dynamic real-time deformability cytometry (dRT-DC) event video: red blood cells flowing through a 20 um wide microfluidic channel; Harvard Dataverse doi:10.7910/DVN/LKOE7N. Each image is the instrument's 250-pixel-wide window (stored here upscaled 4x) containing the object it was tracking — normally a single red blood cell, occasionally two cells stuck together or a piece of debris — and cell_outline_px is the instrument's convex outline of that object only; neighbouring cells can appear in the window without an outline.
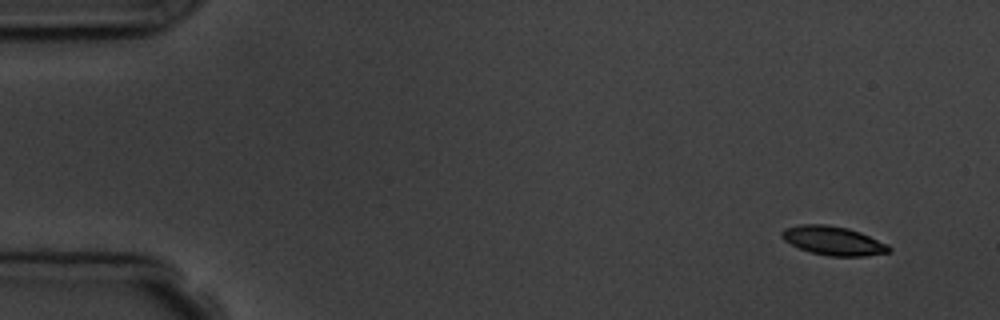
{"species": "common noctule bat (a hibernating species)", "species_latin": "Nyctalus noctula", "temperature_condition": "room temperature", "stored_images_in_passage": 7, "camera_frame_rate_fps": 3000, "um_per_image_px": 0.085, "animal": {"sex": "male", "body_mass_g": 19.5, "forearm_length_mm": 54.6}, "frame": {"image": 1, "passage_image": 1, "time_ms": 0.0, "image_size_px": [1000, 320], "cell_outline_px": [[892, 252], [864, 256], [828, 256], [812, 252], [800, 248], [784, 240], [780, 236], [780, 232], [784, 228], [800, 224], [824, 224], [848, 228], [860, 232], [888, 244], [892, 248]], "centroid_in_image_um": [70.84, 20.45], "position_along_channel_um": 14.2, "area_um2": 18.09}}
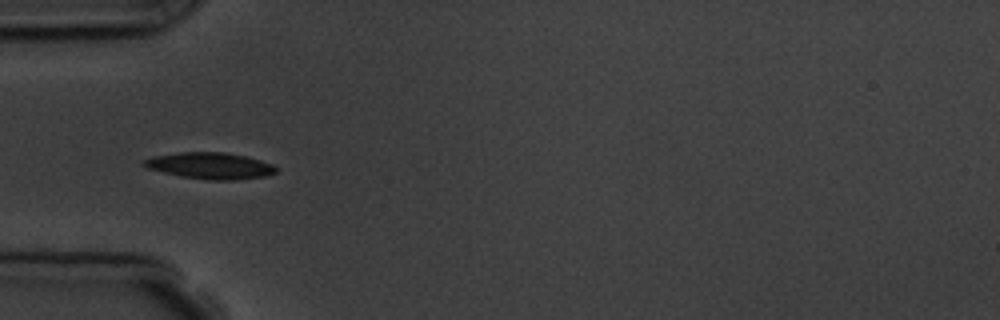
{"frame": {"image": 2, "passage_image": 5, "time_ms": 4.667, "image_size_px": [1000, 320], "cell_outline_px": [[276, 172], [264, 176], [232, 180], [208, 180], [180, 176], [148, 168], [140, 164], [144, 160], [152, 156], [180, 152], [224, 152], [244, 156], [260, 160], [272, 164], [276, 168]], "centroid_in_image_um": [17.82, 14.08], "position_along_channel_um": 67.2, "area_um2": 20.17}}